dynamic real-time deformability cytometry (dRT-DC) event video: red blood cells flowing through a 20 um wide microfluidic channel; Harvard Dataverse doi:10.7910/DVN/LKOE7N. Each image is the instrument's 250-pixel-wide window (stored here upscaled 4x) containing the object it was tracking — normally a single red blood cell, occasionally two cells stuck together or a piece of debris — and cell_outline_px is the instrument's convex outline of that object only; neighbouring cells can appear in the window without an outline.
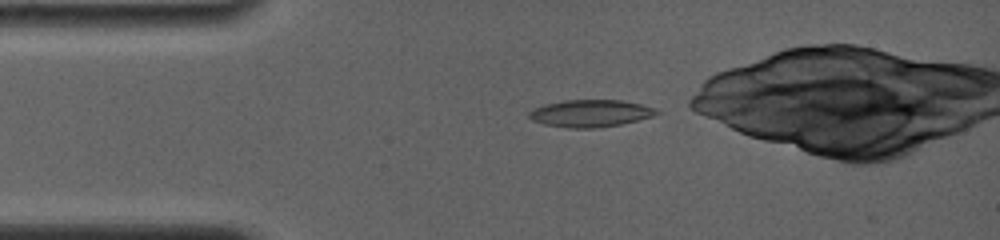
{"species": "common noctule bat (a hibernating species)", "species_latin": "Nyctalus noctula", "temperature_condition": "room temperature", "stored_images_in_passage": 2, "camera_frame_rate_fps": 4000, "um_per_image_px": 0.085, "animal": {"sex": "female", "body_mass_g": 19.0, "forearm_length_mm": 56.7}, "frame": {"image": 1, "passage_image": 1, "time_ms": 0.0, "image_size_px": [1000, 240], "cell_outline_px": [[664, 112], [652, 116], [620, 124], [596, 128], [568, 128], [544, 124], [532, 120], [528, 116], [528, 112], [544, 104], [564, 100], [620, 100], [640, 104], [656, 108]], "centroid_in_image_um": [50.2, 9.63], "position_along_channel_um": 34.8, "area_um2": 20.17}}